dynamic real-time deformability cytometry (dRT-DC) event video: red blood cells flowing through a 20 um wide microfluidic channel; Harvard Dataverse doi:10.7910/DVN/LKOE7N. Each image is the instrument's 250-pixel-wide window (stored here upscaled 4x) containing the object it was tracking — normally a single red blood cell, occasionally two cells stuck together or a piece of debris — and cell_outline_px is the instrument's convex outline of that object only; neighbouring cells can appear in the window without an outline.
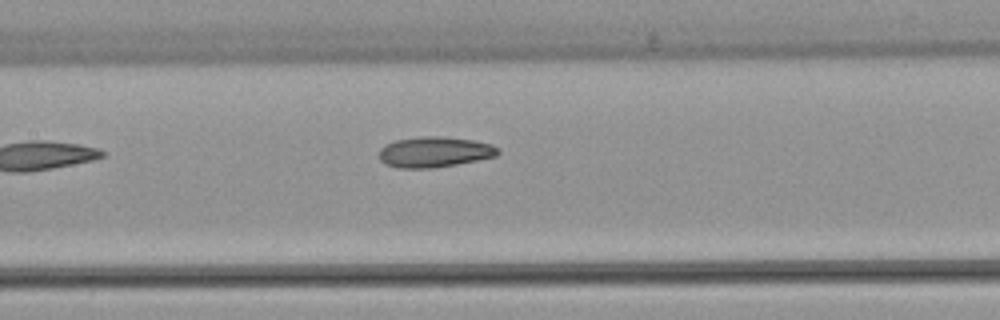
{"species": "common noctule bat (a hibernating species)", "species_latin": "Nyctalus noctula", "temperature_condition": "warm", "stored_images_in_passage": 7, "camera_frame_rate_fps": 3000, "um_per_image_px": 0.085, "animal": {"sex": "female", "body_mass_g": 22.7, "forearm_length_mm": 54.2}, "frame": {"image": 1, "passage_image": 7, "time_ms": 7.333, "image_size_px": [1000, 320], "cell_outline_px": [[500, 152], [496, 156], [456, 164], [432, 168], [400, 168], [384, 164], [380, 160], [380, 148], [384, 144], [396, 140], [424, 136], [436, 136], [472, 140], [492, 144], [500, 148]], "centroid_in_image_um": [36.92, 12.92], "position_along_channel_um": 170.5, "area_um2": 21.1}}